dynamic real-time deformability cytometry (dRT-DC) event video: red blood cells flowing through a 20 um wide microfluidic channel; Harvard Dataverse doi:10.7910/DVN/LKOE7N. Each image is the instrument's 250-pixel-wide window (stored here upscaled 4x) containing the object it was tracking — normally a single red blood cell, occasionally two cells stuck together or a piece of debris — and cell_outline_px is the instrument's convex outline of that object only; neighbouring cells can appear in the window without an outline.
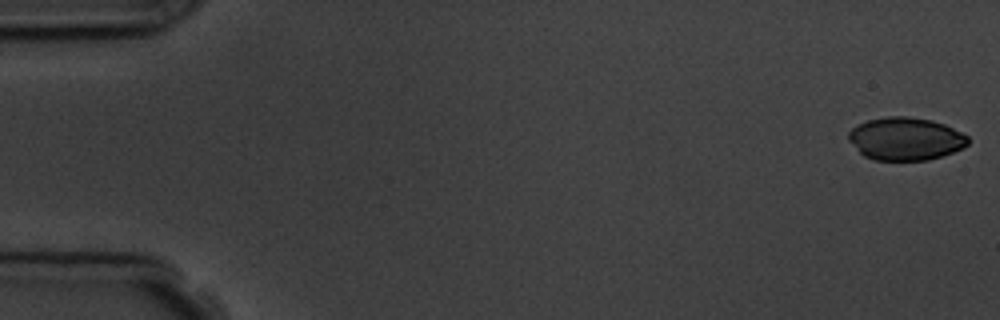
{"species": "common noctule bat (a hibernating species)", "species_latin": "Nyctalus noctula", "temperature_condition": "room temperature", "stored_images_in_passage": 5, "segment_of_instrument_passage": [1, 2], "camera_frame_rate_fps": 3000, "um_per_image_px": 0.085, "animal": {"sex": "male", "body_mass_g": 19.5, "forearm_length_mm": 54.6}, "frame": {"image": 1, "passage_image": 1, "time_ms": 0.0, "image_size_px": [1000, 320], "cell_outline_px": [[968, 144], [964, 148], [928, 160], [876, 160], [864, 156], [848, 140], [848, 132], [856, 124], [868, 120], [888, 116], [908, 116], [932, 120], [944, 124], [968, 136]], "centroid_in_image_um": [76.95, 11.79], "position_along_channel_um": 8.0, "area_um2": 29.82}}